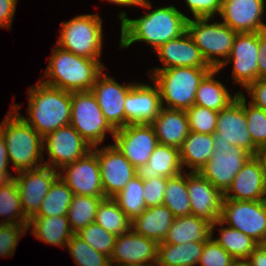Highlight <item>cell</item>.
I'll use <instances>...</instances> for the list:
<instances>
[{
    "instance_id": "obj_1",
    "label": "cell",
    "mask_w": 266,
    "mask_h": 266,
    "mask_svg": "<svg viewBox=\"0 0 266 266\" xmlns=\"http://www.w3.org/2000/svg\"><path fill=\"white\" fill-rule=\"evenodd\" d=\"M118 17L121 21L120 48L145 42L154 51L162 44L184 34L189 18L172 5L148 11L137 19L128 18L124 11Z\"/></svg>"
},
{
    "instance_id": "obj_2",
    "label": "cell",
    "mask_w": 266,
    "mask_h": 266,
    "mask_svg": "<svg viewBox=\"0 0 266 266\" xmlns=\"http://www.w3.org/2000/svg\"><path fill=\"white\" fill-rule=\"evenodd\" d=\"M27 94L28 118L18 111L19 104H13L12 108L42 137L70 124L71 92L38 81L36 86L29 88Z\"/></svg>"
},
{
    "instance_id": "obj_3",
    "label": "cell",
    "mask_w": 266,
    "mask_h": 266,
    "mask_svg": "<svg viewBox=\"0 0 266 266\" xmlns=\"http://www.w3.org/2000/svg\"><path fill=\"white\" fill-rule=\"evenodd\" d=\"M105 68L101 60L84 58L55 46L43 75L49 78L40 81L69 92L91 91Z\"/></svg>"
},
{
    "instance_id": "obj_4",
    "label": "cell",
    "mask_w": 266,
    "mask_h": 266,
    "mask_svg": "<svg viewBox=\"0 0 266 266\" xmlns=\"http://www.w3.org/2000/svg\"><path fill=\"white\" fill-rule=\"evenodd\" d=\"M0 131L16 173L44 166L43 137L13 108L0 122Z\"/></svg>"
},
{
    "instance_id": "obj_5",
    "label": "cell",
    "mask_w": 266,
    "mask_h": 266,
    "mask_svg": "<svg viewBox=\"0 0 266 266\" xmlns=\"http://www.w3.org/2000/svg\"><path fill=\"white\" fill-rule=\"evenodd\" d=\"M212 69V67H173L151 70L153 74L149 75L151 81L158 86L162 107L187 110L194 105L196 91L203 78Z\"/></svg>"
},
{
    "instance_id": "obj_6",
    "label": "cell",
    "mask_w": 266,
    "mask_h": 266,
    "mask_svg": "<svg viewBox=\"0 0 266 266\" xmlns=\"http://www.w3.org/2000/svg\"><path fill=\"white\" fill-rule=\"evenodd\" d=\"M58 47L78 56L101 60L103 46L102 18L99 14H85L61 23Z\"/></svg>"
},
{
    "instance_id": "obj_7",
    "label": "cell",
    "mask_w": 266,
    "mask_h": 266,
    "mask_svg": "<svg viewBox=\"0 0 266 266\" xmlns=\"http://www.w3.org/2000/svg\"><path fill=\"white\" fill-rule=\"evenodd\" d=\"M193 19L188 18L187 32L206 62L218 69L227 60L237 32L223 22L208 23L211 18Z\"/></svg>"
},
{
    "instance_id": "obj_8",
    "label": "cell",
    "mask_w": 266,
    "mask_h": 266,
    "mask_svg": "<svg viewBox=\"0 0 266 266\" xmlns=\"http://www.w3.org/2000/svg\"><path fill=\"white\" fill-rule=\"evenodd\" d=\"M70 124L91 147L102 144L107 132L112 137L116 132L104 117L91 91L71 92Z\"/></svg>"
},
{
    "instance_id": "obj_9",
    "label": "cell",
    "mask_w": 266,
    "mask_h": 266,
    "mask_svg": "<svg viewBox=\"0 0 266 266\" xmlns=\"http://www.w3.org/2000/svg\"><path fill=\"white\" fill-rule=\"evenodd\" d=\"M251 156L241 146L214 141V152L199 173L224 195Z\"/></svg>"
},
{
    "instance_id": "obj_10",
    "label": "cell",
    "mask_w": 266,
    "mask_h": 266,
    "mask_svg": "<svg viewBox=\"0 0 266 266\" xmlns=\"http://www.w3.org/2000/svg\"><path fill=\"white\" fill-rule=\"evenodd\" d=\"M219 220L224 225L245 233L259 244L266 241V200L223 199Z\"/></svg>"
},
{
    "instance_id": "obj_11",
    "label": "cell",
    "mask_w": 266,
    "mask_h": 266,
    "mask_svg": "<svg viewBox=\"0 0 266 266\" xmlns=\"http://www.w3.org/2000/svg\"><path fill=\"white\" fill-rule=\"evenodd\" d=\"M49 154V160L44 161L45 166L55 170L72 164L83 158L91 150V145L71 126L59 127L43 137V150Z\"/></svg>"
},
{
    "instance_id": "obj_12",
    "label": "cell",
    "mask_w": 266,
    "mask_h": 266,
    "mask_svg": "<svg viewBox=\"0 0 266 266\" xmlns=\"http://www.w3.org/2000/svg\"><path fill=\"white\" fill-rule=\"evenodd\" d=\"M214 141L241 146L252 156H257L260 150L253 144L247 128L244 112V96L239 93L237 99L227 108L218 113Z\"/></svg>"
},
{
    "instance_id": "obj_13",
    "label": "cell",
    "mask_w": 266,
    "mask_h": 266,
    "mask_svg": "<svg viewBox=\"0 0 266 266\" xmlns=\"http://www.w3.org/2000/svg\"><path fill=\"white\" fill-rule=\"evenodd\" d=\"M114 145L135 167L148 163L149 157L159 144L151 124H128L117 129L113 136Z\"/></svg>"
},
{
    "instance_id": "obj_14",
    "label": "cell",
    "mask_w": 266,
    "mask_h": 266,
    "mask_svg": "<svg viewBox=\"0 0 266 266\" xmlns=\"http://www.w3.org/2000/svg\"><path fill=\"white\" fill-rule=\"evenodd\" d=\"M259 54V32L237 33L227 60L218 69L233 62V81L246 88L258 79Z\"/></svg>"
},
{
    "instance_id": "obj_15",
    "label": "cell",
    "mask_w": 266,
    "mask_h": 266,
    "mask_svg": "<svg viewBox=\"0 0 266 266\" xmlns=\"http://www.w3.org/2000/svg\"><path fill=\"white\" fill-rule=\"evenodd\" d=\"M62 169L59 170V177L74 195L105 197L100 164L97 155L92 150L83 158Z\"/></svg>"
},
{
    "instance_id": "obj_16",
    "label": "cell",
    "mask_w": 266,
    "mask_h": 266,
    "mask_svg": "<svg viewBox=\"0 0 266 266\" xmlns=\"http://www.w3.org/2000/svg\"><path fill=\"white\" fill-rule=\"evenodd\" d=\"M59 177V170L49 166L18 172L14 180L18 186L25 216L30 219L39 210L51 185Z\"/></svg>"
},
{
    "instance_id": "obj_17",
    "label": "cell",
    "mask_w": 266,
    "mask_h": 266,
    "mask_svg": "<svg viewBox=\"0 0 266 266\" xmlns=\"http://www.w3.org/2000/svg\"><path fill=\"white\" fill-rule=\"evenodd\" d=\"M97 155L105 197L113 198L124 186L136 176V168L124 157L114 145L99 149L92 147Z\"/></svg>"
},
{
    "instance_id": "obj_18",
    "label": "cell",
    "mask_w": 266,
    "mask_h": 266,
    "mask_svg": "<svg viewBox=\"0 0 266 266\" xmlns=\"http://www.w3.org/2000/svg\"><path fill=\"white\" fill-rule=\"evenodd\" d=\"M157 247L158 244L155 241L131 229L117 236L110 263L116 266H155Z\"/></svg>"
},
{
    "instance_id": "obj_19",
    "label": "cell",
    "mask_w": 266,
    "mask_h": 266,
    "mask_svg": "<svg viewBox=\"0 0 266 266\" xmlns=\"http://www.w3.org/2000/svg\"><path fill=\"white\" fill-rule=\"evenodd\" d=\"M134 84L120 85L103 71L91 89L104 117L115 130L125 127L124 102Z\"/></svg>"
},
{
    "instance_id": "obj_20",
    "label": "cell",
    "mask_w": 266,
    "mask_h": 266,
    "mask_svg": "<svg viewBox=\"0 0 266 266\" xmlns=\"http://www.w3.org/2000/svg\"><path fill=\"white\" fill-rule=\"evenodd\" d=\"M266 0H222L223 23L237 33H255L266 29L263 15Z\"/></svg>"
},
{
    "instance_id": "obj_21",
    "label": "cell",
    "mask_w": 266,
    "mask_h": 266,
    "mask_svg": "<svg viewBox=\"0 0 266 266\" xmlns=\"http://www.w3.org/2000/svg\"><path fill=\"white\" fill-rule=\"evenodd\" d=\"M223 199L236 201L266 200V176L259 155L251 156L236 174Z\"/></svg>"
},
{
    "instance_id": "obj_22",
    "label": "cell",
    "mask_w": 266,
    "mask_h": 266,
    "mask_svg": "<svg viewBox=\"0 0 266 266\" xmlns=\"http://www.w3.org/2000/svg\"><path fill=\"white\" fill-rule=\"evenodd\" d=\"M191 214L210 223L220 219L224 195L199 172H187Z\"/></svg>"
},
{
    "instance_id": "obj_23",
    "label": "cell",
    "mask_w": 266,
    "mask_h": 266,
    "mask_svg": "<svg viewBox=\"0 0 266 266\" xmlns=\"http://www.w3.org/2000/svg\"><path fill=\"white\" fill-rule=\"evenodd\" d=\"M135 83L125 98V126L128 124H150L159 114L162 104L158 86Z\"/></svg>"
},
{
    "instance_id": "obj_24",
    "label": "cell",
    "mask_w": 266,
    "mask_h": 266,
    "mask_svg": "<svg viewBox=\"0 0 266 266\" xmlns=\"http://www.w3.org/2000/svg\"><path fill=\"white\" fill-rule=\"evenodd\" d=\"M154 52L164 66L154 67V70L173 67H211L187 31L180 37L162 44Z\"/></svg>"
},
{
    "instance_id": "obj_25",
    "label": "cell",
    "mask_w": 266,
    "mask_h": 266,
    "mask_svg": "<svg viewBox=\"0 0 266 266\" xmlns=\"http://www.w3.org/2000/svg\"><path fill=\"white\" fill-rule=\"evenodd\" d=\"M150 124L154 128L158 143L162 145L180 148L189 133L186 110L162 107Z\"/></svg>"
},
{
    "instance_id": "obj_26",
    "label": "cell",
    "mask_w": 266,
    "mask_h": 266,
    "mask_svg": "<svg viewBox=\"0 0 266 266\" xmlns=\"http://www.w3.org/2000/svg\"><path fill=\"white\" fill-rule=\"evenodd\" d=\"M183 170L179 148L158 144L149 157L148 163L136 168V175L143 181L158 177H174Z\"/></svg>"
},
{
    "instance_id": "obj_27",
    "label": "cell",
    "mask_w": 266,
    "mask_h": 266,
    "mask_svg": "<svg viewBox=\"0 0 266 266\" xmlns=\"http://www.w3.org/2000/svg\"><path fill=\"white\" fill-rule=\"evenodd\" d=\"M175 216L165 205L146 208L145 211L131 222V229L157 244L162 243Z\"/></svg>"
},
{
    "instance_id": "obj_28",
    "label": "cell",
    "mask_w": 266,
    "mask_h": 266,
    "mask_svg": "<svg viewBox=\"0 0 266 266\" xmlns=\"http://www.w3.org/2000/svg\"><path fill=\"white\" fill-rule=\"evenodd\" d=\"M45 244L65 247L74 235L68 218L64 216H33L29 219L27 230Z\"/></svg>"
},
{
    "instance_id": "obj_29",
    "label": "cell",
    "mask_w": 266,
    "mask_h": 266,
    "mask_svg": "<svg viewBox=\"0 0 266 266\" xmlns=\"http://www.w3.org/2000/svg\"><path fill=\"white\" fill-rule=\"evenodd\" d=\"M211 224L208 220L192 214L175 217L163 242L179 245L206 241L211 237Z\"/></svg>"
},
{
    "instance_id": "obj_30",
    "label": "cell",
    "mask_w": 266,
    "mask_h": 266,
    "mask_svg": "<svg viewBox=\"0 0 266 266\" xmlns=\"http://www.w3.org/2000/svg\"><path fill=\"white\" fill-rule=\"evenodd\" d=\"M214 152L213 134H201L189 131L188 136L179 148L182 168L190 172H199Z\"/></svg>"
},
{
    "instance_id": "obj_31",
    "label": "cell",
    "mask_w": 266,
    "mask_h": 266,
    "mask_svg": "<svg viewBox=\"0 0 266 266\" xmlns=\"http://www.w3.org/2000/svg\"><path fill=\"white\" fill-rule=\"evenodd\" d=\"M205 241H192L183 244L159 243L155 266H198Z\"/></svg>"
},
{
    "instance_id": "obj_32",
    "label": "cell",
    "mask_w": 266,
    "mask_h": 266,
    "mask_svg": "<svg viewBox=\"0 0 266 266\" xmlns=\"http://www.w3.org/2000/svg\"><path fill=\"white\" fill-rule=\"evenodd\" d=\"M219 69H212L201 81L194 104L220 112L237 99L240 92L232 96L222 82L215 79Z\"/></svg>"
},
{
    "instance_id": "obj_33",
    "label": "cell",
    "mask_w": 266,
    "mask_h": 266,
    "mask_svg": "<svg viewBox=\"0 0 266 266\" xmlns=\"http://www.w3.org/2000/svg\"><path fill=\"white\" fill-rule=\"evenodd\" d=\"M217 225H221L222 228H219L220 236L215 239L213 237V232ZM223 225L224 224L220 220L212 223L211 237L237 262L246 261L259 243L245 233L229 226L224 228Z\"/></svg>"
},
{
    "instance_id": "obj_34",
    "label": "cell",
    "mask_w": 266,
    "mask_h": 266,
    "mask_svg": "<svg viewBox=\"0 0 266 266\" xmlns=\"http://www.w3.org/2000/svg\"><path fill=\"white\" fill-rule=\"evenodd\" d=\"M0 216H5L4 220H0V224L28 225L29 219L24 214L20 193L14 178L0 182Z\"/></svg>"
},
{
    "instance_id": "obj_35",
    "label": "cell",
    "mask_w": 266,
    "mask_h": 266,
    "mask_svg": "<svg viewBox=\"0 0 266 266\" xmlns=\"http://www.w3.org/2000/svg\"><path fill=\"white\" fill-rule=\"evenodd\" d=\"M95 223L106 231L120 236L131 230V220L111 197L103 198L95 215Z\"/></svg>"
},
{
    "instance_id": "obj_36",
    "label": "cell",
    "mask_w": 266,
    "mask_h": 266,
    "mask_svg": "<svg viewBox=\"0 0 266 266\" xmlns=\"http://www.w3.org/2000/svg\"><path fill=\"white\" fill-rule=\"evenodd\" d=\"M163 205L167 206L175 217L191 214L186 171L168 178Z\"/></svg>"
},
{
    "instance_id": "obj_37",
    "label": "cell",
    "mask_w": 266,
    "mask_h": 266,
    "mask_svg": "<svg viewBox=\"0 0 266 266\" xmlns=\"http://www.w3.org/2000/svg\"><path fill=\"white\" fill-rule=\"evenodd\" d=\"M106 197L74 195L67 211V218L74 234L95 221L97 208Z\"/></svg>"
},
{
    "instance_id": "obj_38",
    "label": "cell",
    "mask_w": 266,
    "mask_h": 266,
    "mask_svg": "<svg viewBox=\"0 0 266 266\" xmlns=\"http://www.w3.org/2000/svg\"><path fill=\"white\" fill-rule=\"evenodd\" d=\"M143 193L144 181L136 175L113 197V199L127 217L133 221L147 208Z\"/></svg>"
},
{
    "instance_id": "obj_39",
    "label": "cell",
    "mask_w": 266,
    "mask_h": 266,
    "mask_svg": "<svg viewBox=\"0 0 266 266\" xmlns=\"http://www.w3.org/2000/svg\"><path fill=\"white\" fill-rule=\"evenodd\" d=\"M74 194L72 190L58 177L51 185L48 194L40 204L34 216H64L67 214Z\"/></svg>"
},
{
    "instance_id": "obj_40",
    "label": "cell",
    "mask_w": 266,
    "mask_h": 266,
    "mask_svg": "<svg viewBox=\"0 0 266 266\" xmlns=\"http://www.w3.org/2000/svg\"><path fill=\"white\" fill-rule=\"evenodd\" d=\"M77 266H111L110 257L91 248L74 234L66 245Z\"/></svg>"
},
{
    "instance_id": "obj_41",
    "label": "cell",
    "mask_w": 266,
    "mask_h": 266,
    "mask_svg": "<svg viewBox=\"0 0 266 266\" xmlns=\"http://www.w3.org/2000/svg\"><path fill=\"white\" fill-rule=\"evenodd\" d=\"M244 96V112L247 120V128L253 144L259 149L266 148V111L251 103L247 104L244 92L239 91Z\"/></svg>"
},
{
    "instance_id": "obj_42",
    "label": "cell",
    "mask_w": 266,
    "mask_h": 266,
    "mask_svg": "<svg viewBox=\"0 0 266 266\" xmlns=\"http://www.w3.org/2000/svg\"><path fill=\"white\" fill-rule=\"evenodd\" d=\"M91 248L111 256L117 236L93 222L76 233Z\"/></svg>"
},
{
    "instance_id": "obj_43",
    "label": "cell",
    "mask_w": 266,
    "mask_h": 266,
    "mask_svg": "<svg viewBox=\"0 0 266 266\" xmlns=\"http://www.w3.org/2000/svg\"><path fill=\"white\" fill-rule=\"evenodd\" d=\"M188 116L189 131L201 134H214L218 113L215 110L192 105L186 110Z\"/></svg>"
},
{
    "instance_id": "obj_44",
    "label": "cell",
    "mask_w": 266,
    "mask_h": 266,
    "mask_svg": "<svg viewBox=\"0 0 266 266\" xmlns=\"http://www.w3.org/2000/svg\"><path fill=\"white\" fill-rule=\"evenodd\" d=\"M237 261L212 237L204 243L199 266H233Z\"/></svg>"
},
{
    "instance_id": "obj_45",
    "label": "cell",
    "mask_w": 266,
    "mask_h": 266,
    "mask_svg": "<svg viewBox=\"0 0 266 266\" xmlns=\"http://www.w3.org/2000/svg\"><path fill=\"white\" fill-rule=\"evenodd\" d=\"M27 231V225L0 224V256H12L20 238L27 234Z\"/></svg>"
},
{
    "instance_id": "obj_46",
    "label": "cell",
    "mask_w": 266,
    "mask_h": 266,
    "mask_svg": "<svg viewBox=\"0 0 266 266\" xmlns=\"http://www.w3.org/2000/svg\"><path fill=\"white\" fill-rule=\"evenodd\" d=\"M168 178L158 177L144 181V200L147 208L163 205Z\"/></svg>"
},
{
    "instance_id": "obj_47",
    "label": "cell",
    "mask_w": 266,
    "mask_h": 266,
    "mask_svg": "<svg viewBox=\"0 0 266 266\" xmlns=\"http://www.w3.org/2000/svg\"><path fill=\"white\" fill-rule=\"evenodd\" d=\"M193 18H213L220 14L222 0H185Z\"/></svg>"
},
{
    "instance_id": "obj_48",
    "label": "cell",
    "mask_w": 266,
    "mask_h": 266,
    "mask_svg": "<svg viewBox=\"0 0 266 266\" xmlns=\"http://www.w3.org/2000/svg\"><path fill=\"white\" fill-rule=\"evenodd\" d=\"M245 90L251 96L249 103L266 111V78H258L255 82L250 83Z\"/></svg>"
},
{
    "instance_id": "obj_49",
    "label": "cell",
    "mask_w": 266,
    "mask_h": 266,
    "mask_svg": "<svg viewBox=\"0 0 266 266\" xmlns=\"http://www.w3.org/2000/svg\"><path fill=\"white\" fill-rule=\"evenodd\" d=\"M18 0H0V27L11 30Z\"/></svg>"
},
{
    "instance_id": "obj_50",
    "label": "cell",
    "mask_w": 266,
    "mask_h": 266,
    "mask_svg": "<svg viewBox=\"0 0 266 266\" xmlns=\"http://www.w3.org/2000/svg\"><path fill=\"white\" fill-rule=\"evenodd\" d=\"M8 150L0 131V182H6L14 178L15 175H11L8 170L9 165Z\"/></svg>"
},
{
    "instance_id": "obj_51",
    "label": "cell",
    "mask_w": 266,
    "mask_h": 266,
    "mask_svg": "<svg viewBox=\"0 0 266 266\" xmlns=\"http://www.w3.org/2000/svg\"><path fill=\"white\" fill-rule=\"evenodd\" d=\"M258 78H266V29L259 32Z\"/></svg>"
},
{
    "instance_id": "obj_52",
    "label": "cell",
    "mask_w": 266,
    "mask_h": 266,
    "mask_svg": "<svg viewBox=\"0 0 266 266\" xmlns=\"http://www.w3.org/2000/svg\"><path fill=\"white\" fill-rule=\"evenodd\" d=\"M249 266H266V246L259 244L246 260Z\"/></svg>"
},
{
    "instance_id": "obj_53",
    "label": "cell",
    "mask_w": 266,
    "mask_h": 266,
    "mask_svg": "<svg viewBox=\"0 0 266 266\" xmlns=\"http://www.w3.org/2000/svg\"><path fill=\"white\" fill-rule=\"evenodd\" d=\"M110 3H114L119 6H140L144 9L150 10L152 8V4L149 2V0H107Z\"/></svg>"
},
{
    "instance_id": "obj_54",
    "label": "cell",
    "mask_w": 266,
    "mask_h": 266,
    "mask_svg": "<svg viewBox=\"0 0 266 266\" xmlns=\"http://www.w3.org/2000/svg\"><path fill=\"white\" fill-rule=\"evenodd\" d=\"M258 155L262 159V162H263V165H264V169H265V176H266V148L260 150V153Z\"/></svg>"
},
{
    "instance_id": "obj_55",
    "label": "cell",
    "mask_w": 266,
    "mask_h": 266,
    "mask_svg": "<svg viewBox=\"0 0 266 266\" xmlns=\"http://www.w3.org/2000/svg\"><path fill=\"white\" fill-rule=\"evenodd\" d=\"M233 266H249L246 261L236 262Z\"/></svg>"
}]
</instances>
